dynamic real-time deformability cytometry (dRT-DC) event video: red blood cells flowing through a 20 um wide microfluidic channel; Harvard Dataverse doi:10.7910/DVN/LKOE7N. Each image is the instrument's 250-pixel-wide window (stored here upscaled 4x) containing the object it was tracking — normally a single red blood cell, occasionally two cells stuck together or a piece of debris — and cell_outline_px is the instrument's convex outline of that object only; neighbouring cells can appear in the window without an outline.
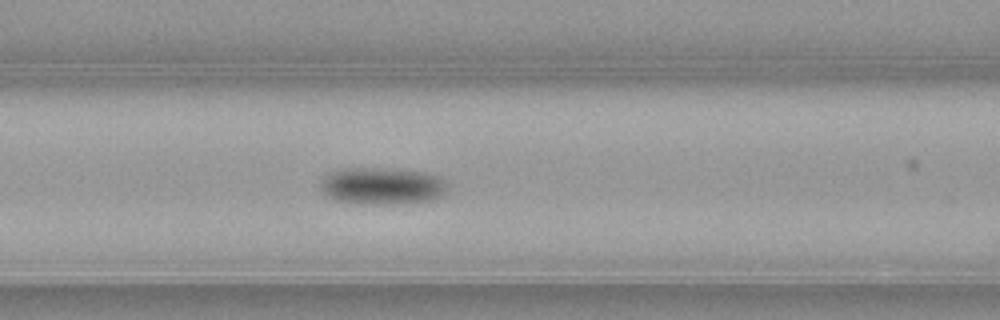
{"species": "common noctule bat (a hibernating species)", "species_latin": "Nyctalus noctula", "temperature_condition": "warm", "stored_images_in_passage": 40, "segment_of_instrument_passage": [1, 2], "camera_frame_rate_fps": 3000, "um_per_image_px": 0.085, "animal": {"sex": "female", "body_mass_g": 21.9}, "frame": {"image": 1, "passage_image": 8, "time_ms": 2.333, "image_size_px": [1000, 320], "cell_outline_px": [[444, 192], [440, 196], [432, 200], [400, 204], [380, 204], [332, 200], [320, 188], [320, 180], [328, 172], [344, 168], [392, 168], [424, 172], [440, 176], [444, 180]], "centroid_in_image_um": [32.44, 15.79], "position_along_channel_um": 134.2, "area_um2": 27.46}}
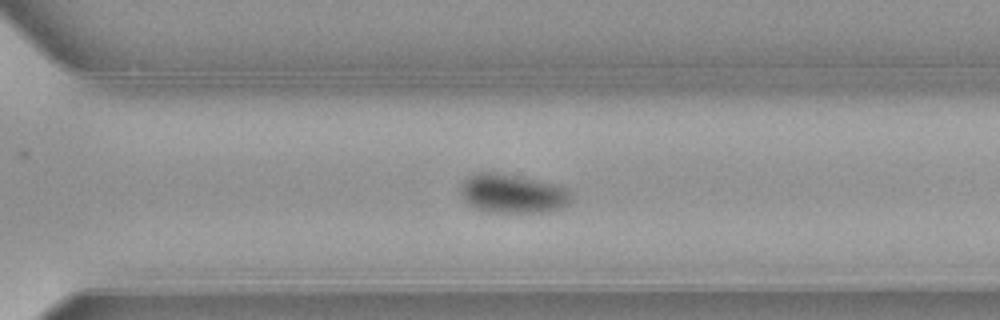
{"frame": {"image": 2, "passage_image": 23, "time_ms": 7.333, "image_size_px": [1000, 320], "cell_outline_px": [[572, 200], [564, 208], [548, 212], [488, 212], [468, 204], [464, 200], [460, 192], [460, 184], [472, 172], [496, 172], [560, 184], [568, 188], [572, 192]], "centroid_in_image_um": [43.62, 16.44], "position_along_channel_um": 327.0, "area_um2": 25.72}}
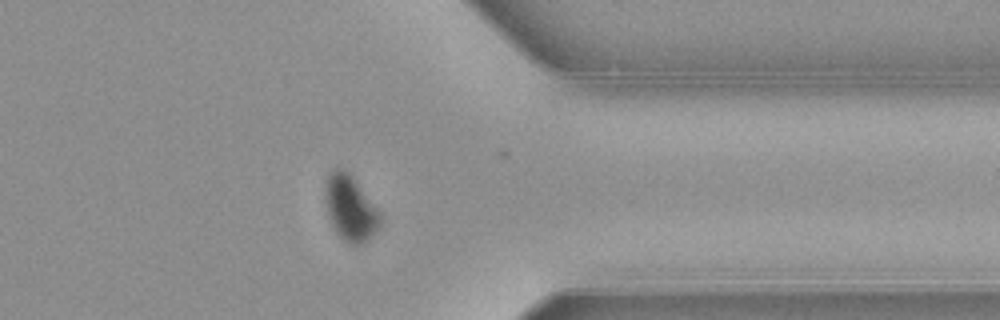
{"frame": {"image": 3, "passage_image": 28, "time_ms": 9.0, "image_size_px": [1000, 320], "cell_outline_px": [[380, 224], [376, 232], [364, 244], [356, 248], [348, 244], [336, 232], [328, 216], [324, 200], [324, 188], [328, 172], [332, 168], [344, 168], [352, 176], [380, 212]], "centroid_in_image_um": [29.75, 17.71], "position_along_channel_um": 381.7, "area_um2": 21.39}}